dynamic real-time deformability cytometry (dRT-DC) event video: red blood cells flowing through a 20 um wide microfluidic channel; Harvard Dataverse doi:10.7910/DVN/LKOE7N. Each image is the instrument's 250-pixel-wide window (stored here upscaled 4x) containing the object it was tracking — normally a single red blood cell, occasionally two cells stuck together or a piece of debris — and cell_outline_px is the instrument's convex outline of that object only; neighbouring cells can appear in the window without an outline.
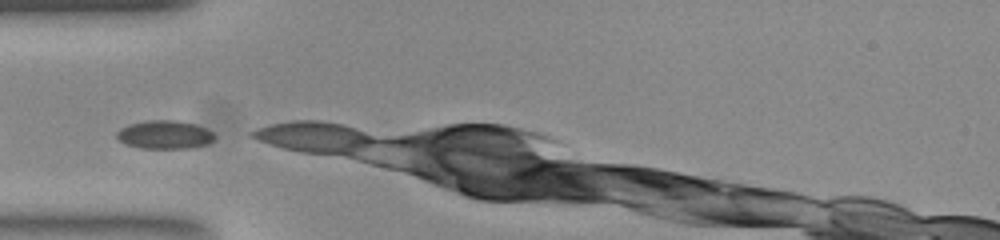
{"species": "common noctule bat (a hibernating species)", "species_latin": "Nyctalus noctula", "temperature_condition": "room temperature", "stored_images_in_passage": 33, "camera_frame_rate_fps": 3000, "um_per_image_px": 0.085, "animal": {"sex": "female", "body_mass_g": 23.0, "forearm_length_mm": 53.4}, "frame": {"image": 1, "passage_image": 1, "time_ms": 0.0, "image_size_px": [1000, 240], "cell_outline_px": [[212, 140], [204, 144], [184, 148], [140, 148], [128, 144], [120, 140], [116, 136], [116, 132], [132, 124], [152, 120], [172, 120], [192, 124], [204, 128], [212, 132]], "centroid_in_image_um": [13.96, 11.45], "position_along_channel_um": 71.0, "area_um2": 15.37}}